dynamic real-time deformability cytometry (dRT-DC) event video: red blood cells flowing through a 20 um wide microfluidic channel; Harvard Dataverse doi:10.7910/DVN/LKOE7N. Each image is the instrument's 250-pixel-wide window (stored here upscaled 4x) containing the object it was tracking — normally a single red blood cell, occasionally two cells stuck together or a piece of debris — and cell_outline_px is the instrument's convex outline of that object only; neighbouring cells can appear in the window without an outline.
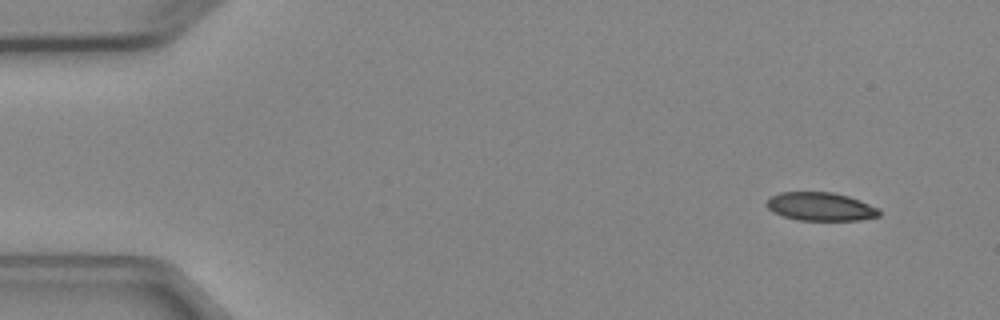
{"species": "Egyptian fruit bat (a non-hibernating species)", "species_latin": "Rousettus aegyptiacus", "temperature_condition": "cold", "stored_images_in_passage": 4, "segment_of_instrument_passage": [1, 2], "camera_frame_rate_fps": 3000, "um_per_image_px": 0.085, "animal": {"sex": "female"}, "frame": {"image": 1, "passage_image": 1, "time_ms": 0.0, "image_size_px": [1000, 320], "cell_outline_px": [[880, 216], [860, 220], [796, 220], [772, 212], [764, 204], [768, 196], [780, 192], [832, 192], [848, 196], [860, 200], [880, 208]], "centroid_in_image_um": [69.72, 17.55], "position_along_channel_um": 15.3, "area_um2": 18.9}}
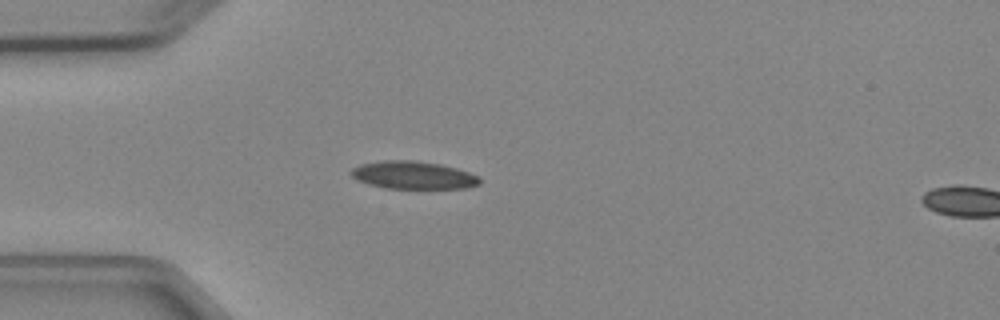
{"frame": {"image": 2, "passage_image": 3, "time_ms": 3.333, "image_size_px": [1000, 320], "cell_outline_px": [[480, 184], [468, 188], [384, 188], [368, 184], [352, 176], [348, 172], [352, 168], [360, 164], [384, 160], [412, 160], [440, 164], [456, 168], [480, 176]], "centroid_in_image_um": [35.13, 14.88], "position_along_channel_um": 49.9, "area_um2": 20.81}}